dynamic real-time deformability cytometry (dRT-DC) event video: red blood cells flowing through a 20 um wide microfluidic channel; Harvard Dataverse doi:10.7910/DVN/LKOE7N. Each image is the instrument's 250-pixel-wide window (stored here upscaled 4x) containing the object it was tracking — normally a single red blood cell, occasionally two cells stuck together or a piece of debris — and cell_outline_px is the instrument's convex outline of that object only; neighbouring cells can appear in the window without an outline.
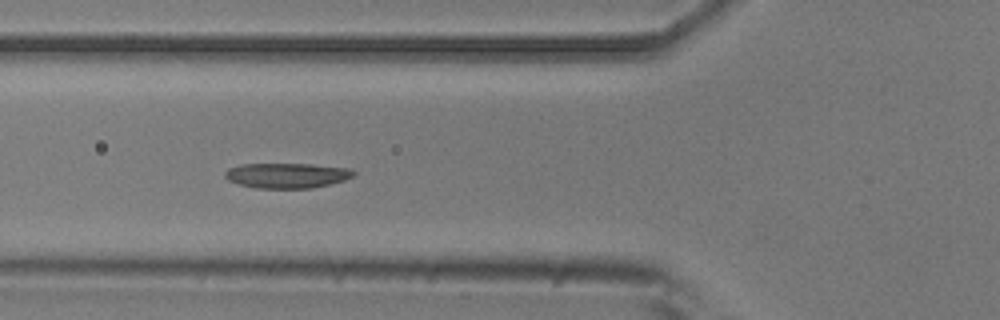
{"species": "common noctule bat (a hibernating species)", "species_latin": "Nyctalus noctula", "temperature_condition": "room temperature", "stored_images_in_passage": 7, "segment_of_instrument_passage": [1, 2], "camera_frame_rate_fps": 3000, "um_per_image_px": 0.085, "animal": {"sex": "male", "body_mass_g": 20.5, "forearm_length_mm": 52.5}, "frame": {"image": 1, "passage_image": 5, "time_ms": 5.333, "image_size_px": [1000, 320], "cell_outline_px": [[356, 172], [352, 176], [344, 180], [312, 188], [256, 188], [240, 184], [228, 180], [224, 176], [224, 172], [228, 168], [240, 164], [312, 164], [352, 168]], "centroid_in_image_um": [24.38, 14.9], "position_along_channel_um": 101.4, "area_um2": 18.84}}
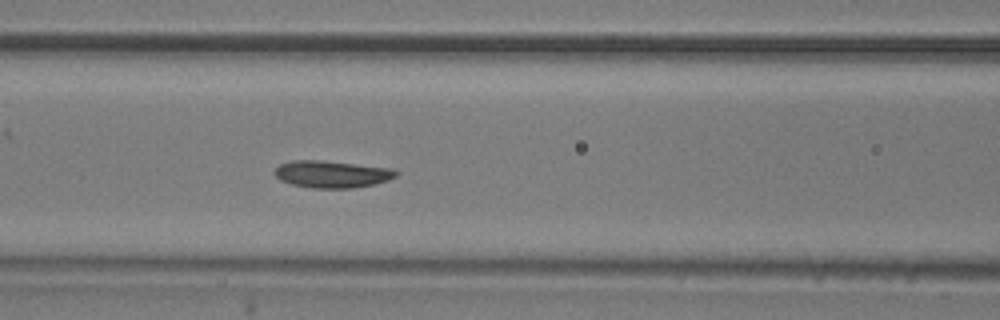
{"frame": {"image": 2, "passage_image": 6, "time_ms": 6.333, "image_size_px": [1000, 320], "cell_outline_px": [[400, 172], [396, 176], [388, 180], [372, 184], [352, 188], [312, 188], [292, 184], [280, 180], [272, 172], [280, 164], [292, 160], [320, 160], [396, 168]], "centroid_in_image_um": [28.23, 14.79], "position_along_channel_um": 138.4, "area_um2": 19.31}}